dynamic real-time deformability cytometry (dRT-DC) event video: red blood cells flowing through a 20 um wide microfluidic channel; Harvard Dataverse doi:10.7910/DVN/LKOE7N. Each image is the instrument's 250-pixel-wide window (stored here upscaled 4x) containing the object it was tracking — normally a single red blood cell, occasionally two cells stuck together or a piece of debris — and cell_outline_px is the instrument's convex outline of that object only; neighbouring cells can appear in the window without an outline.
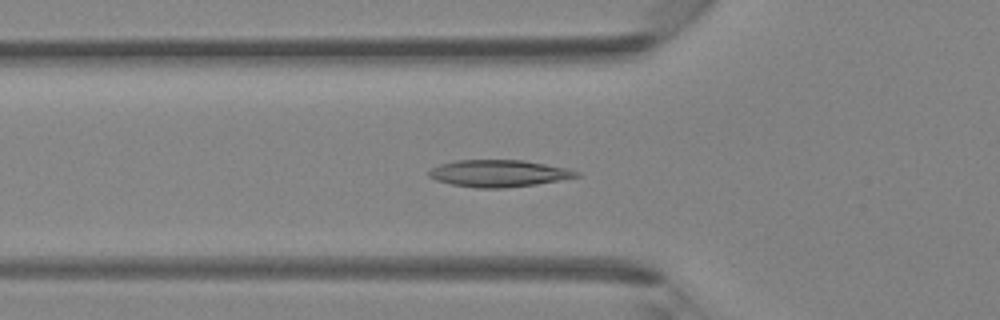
{"species": "Egyptian fruit bat (a non-hibernating species)", "species_latin": "Rousettus aegyptiacus", "temperature_condition": "room temperature", "stored_images_in_passage": 42, "camera_frame_rate_fps": 3000, "um_per_image_px": 0.085, "animal": {"sex": "female"}, "frame": {"image": 1, "passage_image": 14, "time_ms": 4.333, "image_size_px": [1000, 320], "cell_outline_px": [[580, 176], [536, 184], [504, 188], [476, 188], [452, 184], [436, 180], [428, 176], [428, 172], [432, 168], [440, 164], [456, 160], [524, 160], [568, 168], [580, 172]], "centroid_in_image_um": [42.39, 14.73], "position_along_channel_um": 83.4, "area_um2": 23.12}}
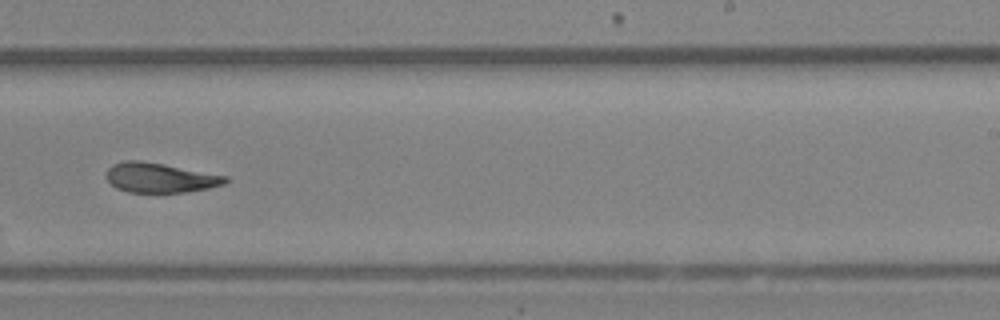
{"frame": {"image": 2, "passage_image": 26, "time_ms": 8.333, "image_size_px": [1000, 320], "cell_outline_px": [[228, 180], [224, 184], [208, 188], [184, 192], [128, 192], [116, 188], [108, 180], [108, 168], [112, 164], [124, 160], [140, 160], [164, 164], [228, 176]], "centroid_in_image_um": [13.6, 15.1], "position_along_channel_um": 275.4, "area_um2": 20.46}}
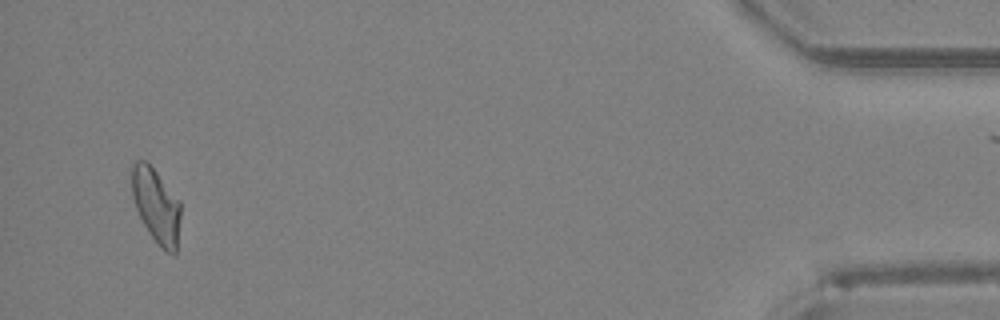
{"frame": {"image": 3, "passage_image": 40, "time_ms": 13.0, "image_size_px": [1000, 320], "cell_outline_px": [[180, 216], [176, 252], [172, 256], [164, 252], [160, 248], [148, 232], [136, 208], [132, 196], [132, 164], [136, 160], [144, 160], [156, 172], [180, 200]], "centroid_in_image_um": [13.29, 17.52], "position_along_channel_um": 421.9, "area_um2": 21.15}}